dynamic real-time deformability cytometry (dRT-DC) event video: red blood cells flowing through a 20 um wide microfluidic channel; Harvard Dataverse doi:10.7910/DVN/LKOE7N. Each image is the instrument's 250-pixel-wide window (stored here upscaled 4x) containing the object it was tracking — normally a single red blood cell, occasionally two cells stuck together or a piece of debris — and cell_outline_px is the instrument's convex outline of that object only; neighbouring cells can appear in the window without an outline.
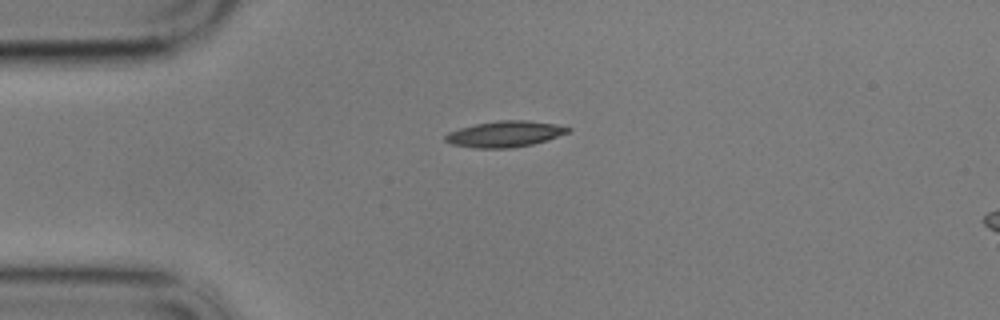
{"species": "common noctule bat (a hibernating species)", "species_latin": "Nyctalus noctula", "temperature_condition": "cold", "stored_images_in_passage": 33, "camera_frame_rate_fps": 3000, "um_per_image_px": 0.085, "animal": {"sex": "male", "body_mass_g": 17.9}, "frame": {"image": 1, "passage_image": 1, "time_ms": 0.0, "image_size_px": [1000, 320], "cell_outline_px": [[572, 128], [568, 132], [548, 140], [532, 144], [512, 148], [476, 148], [452, 144], [444, 140], [444, 136], [448, 132], [460, 128], [476, 124], [496, 120], [528, 120], [556, 124]], "centroid_in_image_um": [42.91, 11.39], "position_along_channel_um": 42.1, "area_um2": 18.61}}
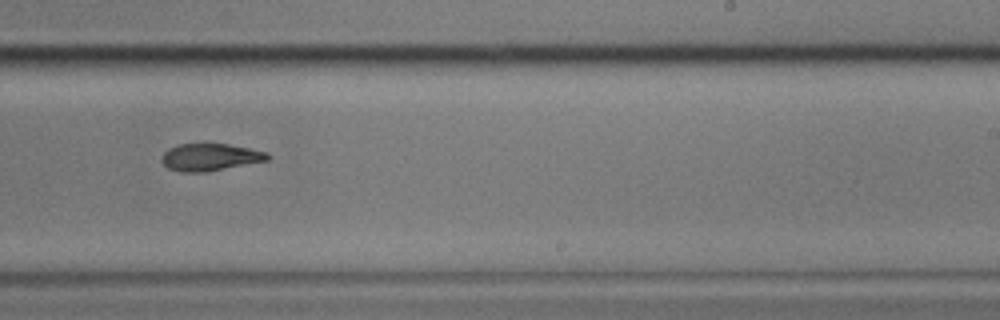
{"frame": {"image": 2, "passage_image": 23, "time_ms": 7.333, "image_size_px": [1000, 320], "cell_outline_px": [[272, 156], [268, 160], [204, 172], [180, 172], [168, 168], [160, 160], [164, 152], [168, 148], [180, 144], [228, 144], [268, 152]], "centroid_in_image_um": [17.85, 13.35], "position_along_channel_um": 271.1, "area_um2": 16.7}}
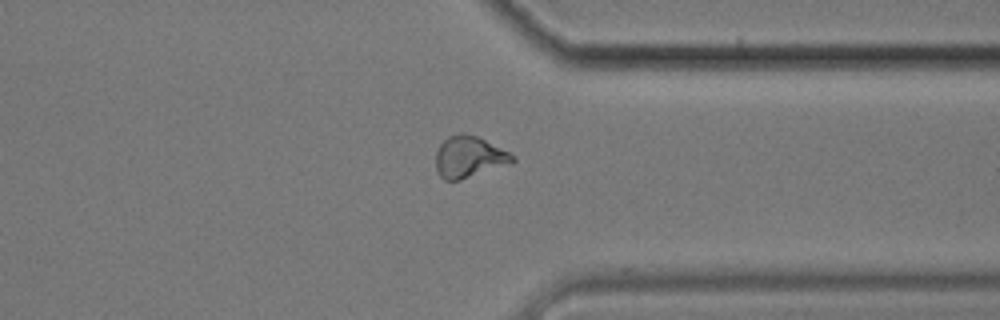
{"frame": {"image": 3, "passage_image": 32, "time_ms": 10.333, "image_size_px": [1000, 320], "cell_outline_px": [[516, 160], [512, 164], [460, 180], [444, 180], [440, 176], [436, 168], [436, 152], [440, 144], [448, 136], [460, 132], [464, 132], [476, 136], [516, 156]], "centroid_in_image_um": [39.88, 13.34], "position_along_channel_um": 371.5, "area_um2": 18.61}, "authors_computed_cell_mechanics": {"area_um2": 17.9758, "velocity_mm_per_s": 3.4169, "shape_relaxation_time_tau1_ms": 4.2982, "shape_relaxation_time_tau2_ms": 7.6381, "deformation_change_tau1": 0.1361, "deformation_change_tau2": 0.1486}}